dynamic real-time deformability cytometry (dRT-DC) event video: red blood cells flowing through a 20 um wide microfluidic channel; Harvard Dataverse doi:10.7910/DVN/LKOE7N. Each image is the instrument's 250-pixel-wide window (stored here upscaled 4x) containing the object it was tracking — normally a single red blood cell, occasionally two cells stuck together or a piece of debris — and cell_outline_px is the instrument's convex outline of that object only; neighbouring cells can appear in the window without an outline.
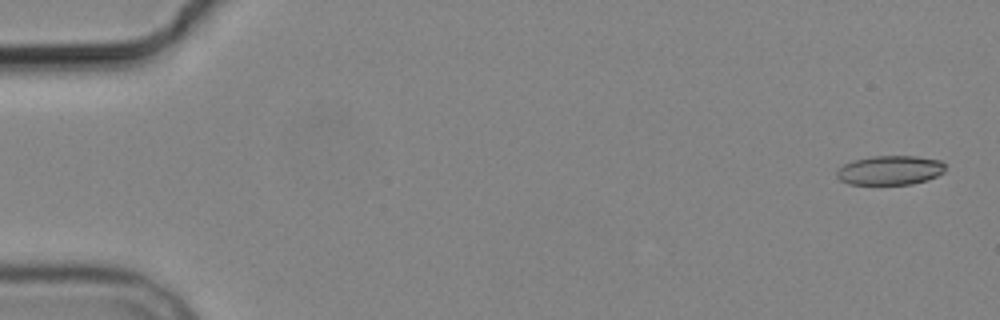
{"species": "common noctule bat (a hibernating species)", "species_latin": "Nyctalus noctula", "temperature_condition": "cold", "stored_images_in_passage": 3, "camera_frame_rate_fps": 3000, "um_per_image_px": 0.085, "animal": {"sex": "male", "body_mass_g": 19.2, "forearm_length_mm": 51.8}, "frame": {"image": 1, "passage_image": 1, "time_ms": 0.0, "image_size_px": [1000, 320], "cell_outline_px": [[944, 172], [928, 180], [912, 184], [848, 184], [840, 180], [836, 176], [836, 172], [844, 164], [856, 160], [872, 156], [916, 156], [940, 160], [944, 164]], "centroid_in_image_um": [75.66, 14.47], "position_along_channel_um": 9.3, "area_um2": 18.44}}